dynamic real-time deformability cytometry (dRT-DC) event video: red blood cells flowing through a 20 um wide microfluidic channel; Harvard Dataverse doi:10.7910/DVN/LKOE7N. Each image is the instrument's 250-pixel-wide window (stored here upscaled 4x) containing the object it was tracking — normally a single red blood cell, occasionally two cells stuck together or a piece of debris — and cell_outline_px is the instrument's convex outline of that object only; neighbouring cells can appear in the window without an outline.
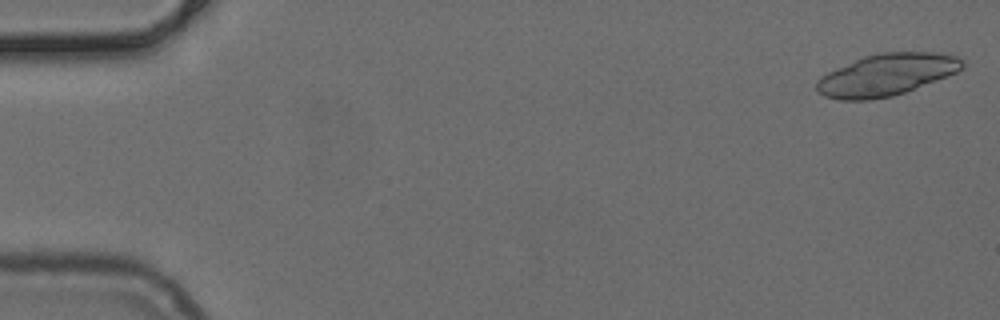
{"species": "common noctule bat (a hibernating species)", "species_latin": "Nyctalus noctula", "temperature_condition": "cold", "stored_images_in_passage": 17, "camera_frame_rate_fps": 3000, "um_per_image_px": 0.085, "animal": {"sex": "female", "body_mass_g": 24.6, "forearm_length_mm": 56.2}, "frame": {"image": 1, "passage_image": 1, "time_ms": 0.0, "image_size_px": [1000, 320], "cell_outline_px": [[964, 68], [956, 72], [904, 92], [892, 96], [868, 100], [840, 100], [824, 96], [816, 88], [816, 80], [828, 72], [836, 68], [864, 56], [880, 52], [936, 52], [956, 56], [964, 60]], "centroid_in_image_um": [75.34, 6.35], "position_along_channel_um": 9.7, "area_um2": 35.26}}